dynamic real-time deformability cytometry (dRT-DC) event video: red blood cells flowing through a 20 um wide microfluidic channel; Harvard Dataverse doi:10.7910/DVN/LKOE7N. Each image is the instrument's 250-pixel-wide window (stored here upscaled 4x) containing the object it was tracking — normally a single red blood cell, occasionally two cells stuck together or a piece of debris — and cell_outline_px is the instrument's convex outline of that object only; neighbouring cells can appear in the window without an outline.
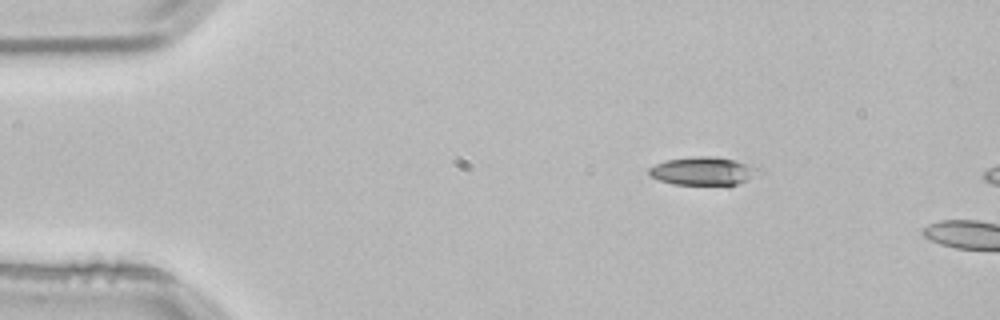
{"species": "common noctule bat (a hibernating species)", "species_latin": "Nyctalus noctula", "temperature_condition": "room temperature", "stored_images_in_passage": 3, "camera_frame_rate_fps": 3000, "um_per_image_px": 0.085, "animal": {"sex": "male", "body_mass_g": 21.5, "forearm_length_mm": 52.0}, "frame": {"image": 1, "passage_image": 3, "time_ms": 0.667, "image_size_px": [1000, 320], "cell_outline_px": [[748, 180], [736, 184], [672, 184], [660, 180], [652, 176], [648, 172], [648, 168], [664, 160], [692, 156], [712, 156], [736, 160], [744, 164], [748, 168]], "centroid_in_image_um": [59.52, 14.52], "position_along_channel_um": 25.5, "area_um2": 16.94}}